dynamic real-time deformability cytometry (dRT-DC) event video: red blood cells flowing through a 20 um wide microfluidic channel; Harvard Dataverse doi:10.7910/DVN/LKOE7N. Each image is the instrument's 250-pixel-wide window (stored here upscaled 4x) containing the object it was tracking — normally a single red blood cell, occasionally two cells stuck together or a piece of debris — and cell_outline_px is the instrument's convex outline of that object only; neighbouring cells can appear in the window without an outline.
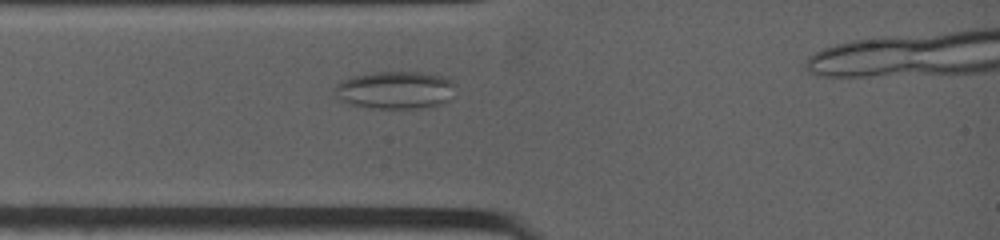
{"species": "common noctule bat (a hibernating species)", "species_latin": "Nyctalus noctula", "temperature_condition": "warm", "stored_images_in_passage": 33, "camera_frame_rate_fps": 4500, "um_per_image_px": 0.085, "animal": {"sex": "female", "body_mass_g": 19.0, "forearm_length_mm": 53.3}, "frame": {"image": 1, "passage_image": 6, "time_ms": 2.0, "image_size_px": [1000, 240], "cell_outline_px": [[452, 84], [448, 100], [440, 104], [420, 108], [372, 108], [348, 104], [340, 100], [336, 96], [332, 88], [336, 84], [352, 76], [372, 72], [424, 72], [444, 76], [452, 80]], "centroid_in_image_um": [33.52, 7.64], "position_along_channel_um": 51.5, "area_um2": 26.41}}
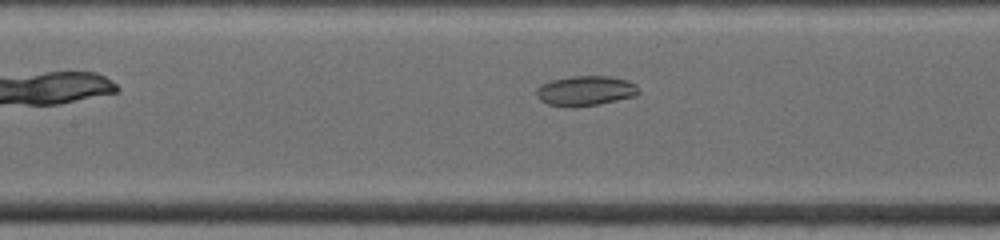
{"frame": {"image": 2, "passage_image": 15, "time_ms": 4.667, "image_size_px": [1000, 240], "cell_outline_px": [[640, 92], [636, 96], [600, 104], [576, 108], [568, 108], [548, 104], [540, 100], [536, 96], [536, 88], [540, 84], [552, 80], [572, 76], [608, 76], [628, 80], [636, 84], [640, 88]], "centroid_in_image_um": [49.77, 7.73], "position_along_channel_um": 157.6, "area_um2": 18.26}}
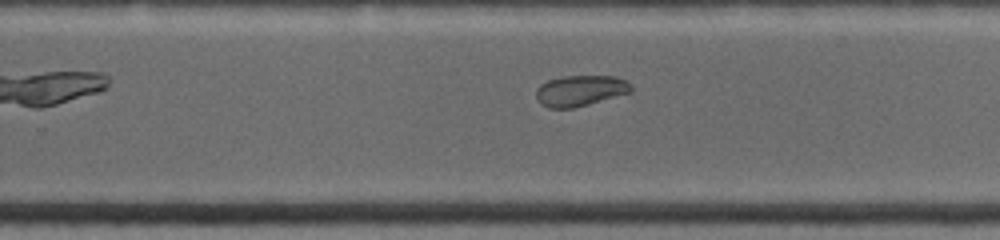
{"frame": {"image": 3, "passage_image": 25, "time_ms": 7.778, "image_size_px": [1000, 240], "cell_outline_px": [[632, 92], [588, 104], [572, 108], [548, 108], [540, 104], [536, 96], [536, 88], [540, 84], [548, 80], [564, 76], [616, 76], [624, 80], [632, 88]], "centroid_in_image_um": [49.28, 7.71], "position_along_channel_um": 280.5, "area_um2": 16.99}}